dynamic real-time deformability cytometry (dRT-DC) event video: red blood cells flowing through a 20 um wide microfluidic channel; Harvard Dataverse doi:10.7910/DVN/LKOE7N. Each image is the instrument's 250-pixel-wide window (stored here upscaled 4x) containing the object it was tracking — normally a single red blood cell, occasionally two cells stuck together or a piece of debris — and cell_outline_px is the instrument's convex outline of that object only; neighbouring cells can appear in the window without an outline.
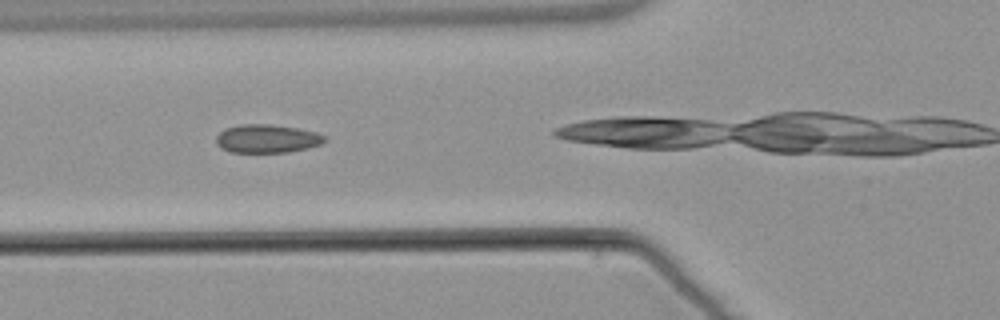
{"species": "common noctule bat (a hibernating species)", "species_latin": "Nyctalus noctula", "temperature_condition": "warm", "stored_images_in_passage": 7, "camera_frame_rate_fps": 3000, "um_per_image_px": 0.085, "animal": {"sex": "male", "body_mass_g": 21.5, "forearm_length_mm": 52.0}, "frame": {"image": 1, "passage_image": 4, "time_ms": 3.667, "image_size_px": [1000, 320], "cell_outline_px": [[328, 140], [320, 144], [308, 148], [288, 152], [232, 152], [216, 144], [216, 136], [220, 132], [228, 128], [240, 124], [268, 124], [296, 128], [316, 132], [324, 136]], "centroid_in_image_um": [22.72, 11.78], "position_along_channel_um": 103.1, "area_um2": 17.74}}